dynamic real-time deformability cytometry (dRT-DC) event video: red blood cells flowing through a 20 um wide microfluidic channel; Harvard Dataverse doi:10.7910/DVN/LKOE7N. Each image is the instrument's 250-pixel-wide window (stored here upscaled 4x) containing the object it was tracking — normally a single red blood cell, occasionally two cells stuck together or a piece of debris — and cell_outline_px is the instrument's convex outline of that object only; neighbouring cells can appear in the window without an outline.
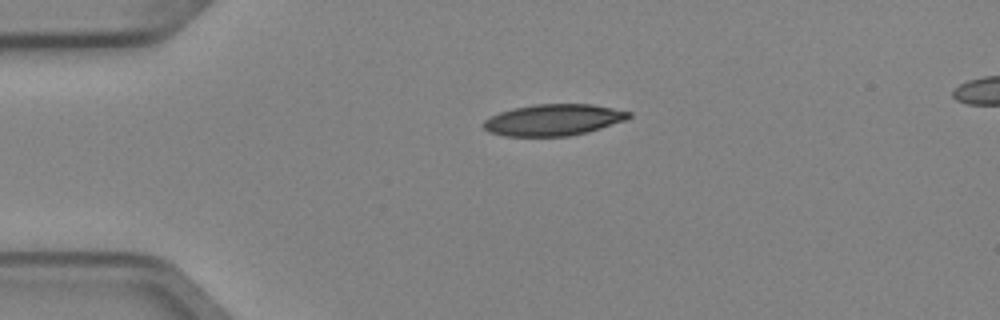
{"species": "Egyptian fruit bat (a non-hibernating species)", "species_latin": "Rousettus aegyptiacus", "temperature_condition": "cold", "stored_images_in_passage": 3, "camera_frame_rate_fps": 3000, "um_per_image_px": 0.085, "animal": {"sex": "female"}, "frame": {"image": 1, "passage_image": 1, "time_ms": 0.0, "image_size_px": [1000, 320], "cell_outline_px": [[632, 116], [624, 120], [588, 132], [568, 136], [504, 136], [488, 132], [484, 128], [484, 120], [500, 112], [512, 108], [536, 104], [592, 104], [632, 112]], "centroid_in_image_um": [47.03, 10.19], "position_along_channel_um": 38.0, "area_um2": 26.47}}
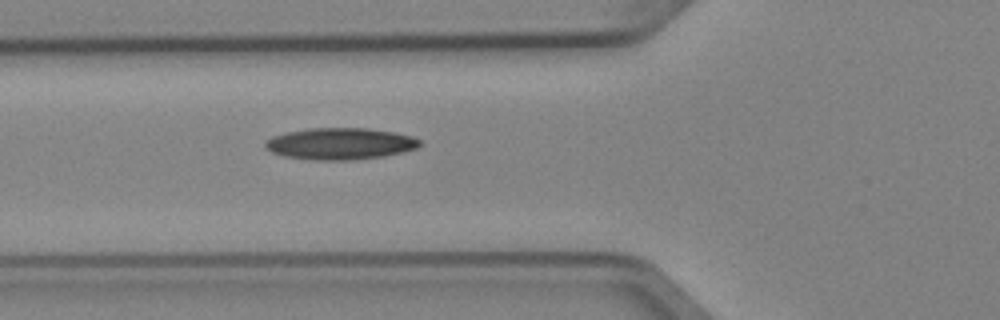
{"frame": {"image": 2, "passage_image": 3, "time_ms": 0.667, "image_size_px": [1000, 320], "cell_outline_px": [[424, 144], [416, 148], [384, 156], [356, 160], [316, 160], [284, 156], [272, 152], [264, 148], [264, 144], [272, 136], [284, 132], [312, 128], [368, 128], [392, 132], [412, 136], [420, 140]], "centroid_in_image_um": [28.91, 12.21], "position_along_channel_um": 96.9, "area_um2": 28.55}}